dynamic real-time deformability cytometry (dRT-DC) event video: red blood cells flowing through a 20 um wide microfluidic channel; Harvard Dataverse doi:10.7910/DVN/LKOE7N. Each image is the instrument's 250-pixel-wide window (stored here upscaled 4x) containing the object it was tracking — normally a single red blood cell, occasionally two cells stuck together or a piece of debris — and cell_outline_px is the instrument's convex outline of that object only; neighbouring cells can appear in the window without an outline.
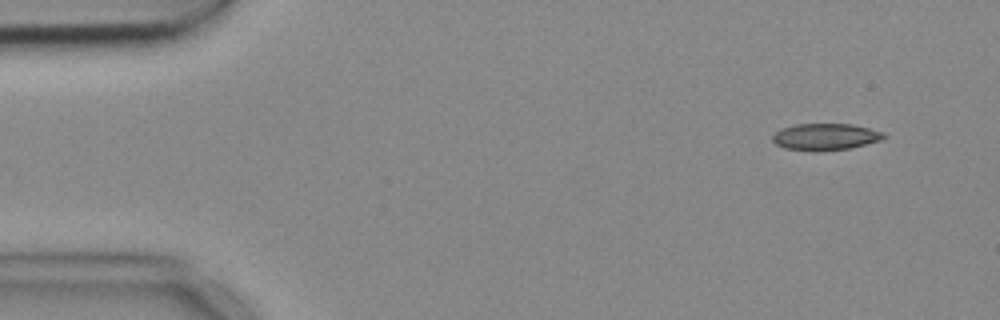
{"species": "common noctule bat (a hibernating species)", "species_latin": "Nyctalus noctula", "temperature_condition": "cold", "stored_images_in_passage": 5, "segment_of_instrument_passage": [1, 2], "camera_frame_rate_fps": 3000, "um_per_image_px": 0.085, "animal": {"sex": "female", "body_mass_g": 18.4}, "frame": {"image": 1, "passage_image": 1, "time_ms": 0.0, "image_size_px": [1000, 320], "cell_outline_px": [[888, 136], [880, 140], [848, 148], [784, 148], [776, 144], [772, 140], [772, 136], [776, 132], [784, 128], [796, 124], [852, 124], [884, 132]], "centroid_in_image_um": [70.2, 11.57], "position_along_channel_um": 14.8, "area_um2": 16.3}}